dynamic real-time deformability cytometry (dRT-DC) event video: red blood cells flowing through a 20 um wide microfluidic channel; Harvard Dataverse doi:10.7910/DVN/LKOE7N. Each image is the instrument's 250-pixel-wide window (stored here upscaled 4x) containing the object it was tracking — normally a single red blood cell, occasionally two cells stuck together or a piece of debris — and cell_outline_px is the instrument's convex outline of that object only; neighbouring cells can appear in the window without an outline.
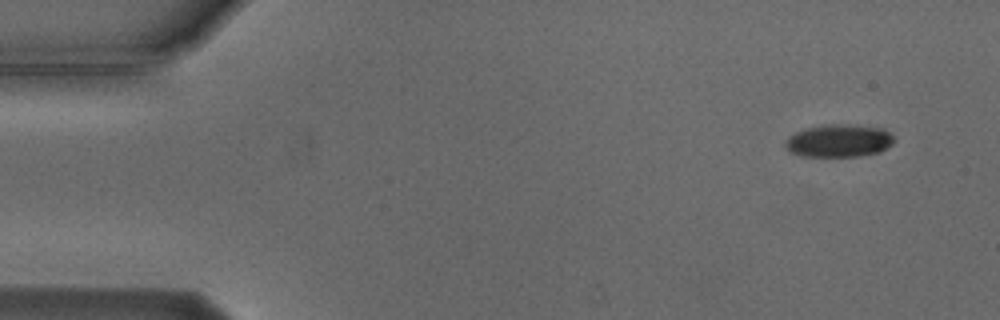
{"species": "Egyptian fruit bat (a non-hibernating species)", "species_latin": "Rousettus aegyptiacus", "temperature_condition": "cold", "stored_images_in_passage": 9, "camera_frame_rate_fps": 3000, "um_per_image_px": 0.085, "animal": {"sex": "male"}, "frame": {"image": 1, "passage_image": 1, "time_ms": 0.0, "image_size_px": [1000, 320], "cell_outline_px": [[896, 140], [892, 144], [880, 152], [860, 156], [800, 156], [788, 152], [784, 148], [784, 140], [788, 136], [796, 132], [808, 128], [828, 124], [856, 124], [880, 128], [888, 132]], "centroid_in_image_um": [71.27, 11.97], "position_along_channel_um": 13.7, "area_um2": 20.98}}
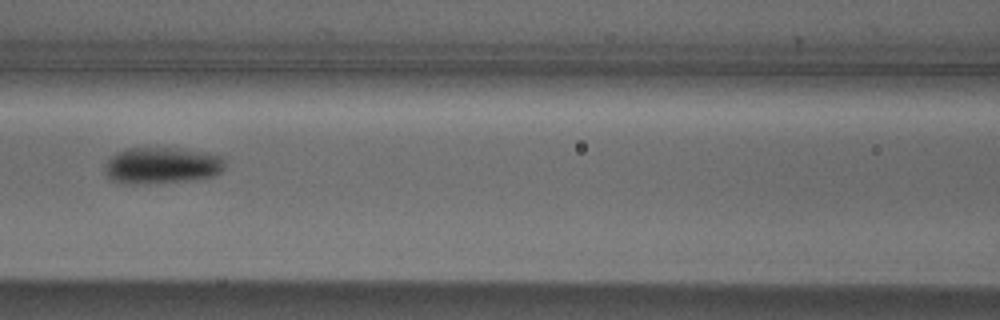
{"frame": {"image": 2, "passage_image": 6, "time_ms": 6.667, "image_size_px": [1000, 320], "cell_outline_px": [[220, 172], [216, 176], [188, 180], [132, 184], [124, 184], [108, 180], [104, 172], [104, 168], [108, 156], [124, 148], [176, 148], [208, 152], [220, 156]], "centroid_in_image_um": [13.61, 14.06], "position_along_channel_um": 153.0, "area_um2": 25.55}}
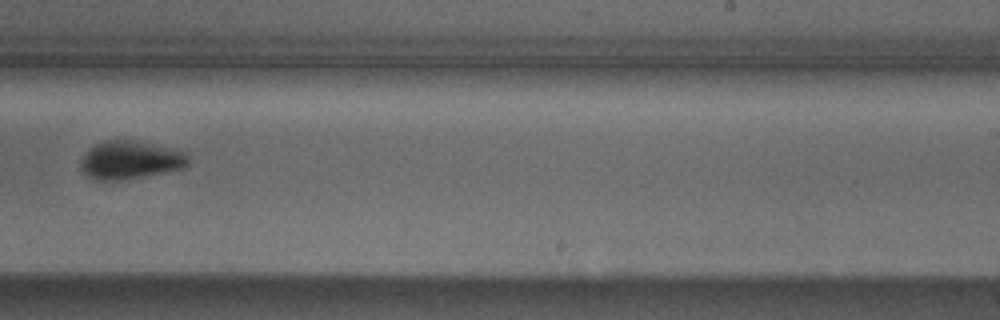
{"frame": {"image": 3, "passage_image": 9, "time_ms": 10.0, "image_size_px": [1000, 320], "cell_outline_px": [[188, 164], [184, 168], [124, 180], [92, 180], [80, 168], [80, 164], [84, 152], [88, 148], [100, 140], [132, 140], [152, 144], [188, 152]], "centroid_in_image_um": [11.03, 13.6], "position_along_channel_um": 278.0, "area_um2": 24.16}}